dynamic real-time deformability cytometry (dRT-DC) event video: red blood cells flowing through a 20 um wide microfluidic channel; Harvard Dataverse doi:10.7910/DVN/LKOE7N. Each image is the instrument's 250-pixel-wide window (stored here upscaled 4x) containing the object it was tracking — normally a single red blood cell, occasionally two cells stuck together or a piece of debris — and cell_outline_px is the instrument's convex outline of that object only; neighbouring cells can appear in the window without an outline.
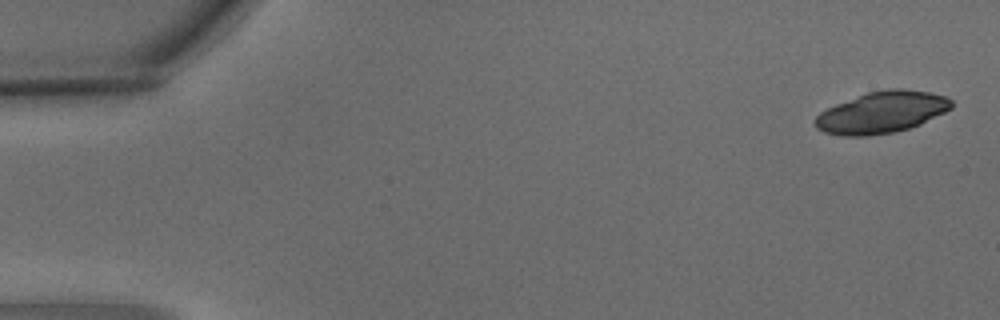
{"species": "common noctule bat (a hibernating species)", "species_latin": "Nyctalus noctula", "temperature_condition": "warm", "stored_images_in_passage": 6, "camera_frame_rate_fps": 3000, "um_per_image_px": 0.085, "animal": {"sex": "male", "body_mass_g": 15.6}, "frame": {"image": 1, "passage_image": 1, "time_ms": 0.0, "image_size_px": [1000, 320], "cell_outline_px": [[952, 108], [920, 124], [908, 128], [892, 132], [868, 136], [840, 136], [824, 132], [816, 128], [816, 116], [820, 112], [836, 104], [868, 92], [888, 88], [904, 88], [928, 92], [944, 96], [952, 100]], "centroid_in_image_um": [74.94, 9.54], "position_along_channel_um": 10.1, "area_um2": 32.77}}